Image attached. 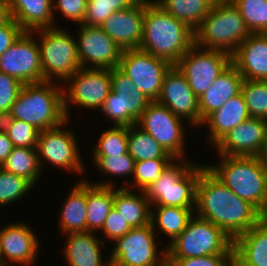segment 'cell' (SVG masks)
Segmentation results:
<instances>
[{
  "label": "cell",
  "mask_w": 267,
  "mask_h": 266,
  "mask_svg": "<svg viewBox=\"0 0 267 266\" xmlns=\"http://www.w3.org/2000/svg\"><path fill=\"white\" fill-rule=\"evenodd\" d=\"M196 211L194 215L212 222L232 240L262 220L255 206L238 197L207 167L197 182Z\"/></svg>",
  "instance_id": "6da1fadb"
},
{
  "label": "cell",
  "mask_w": 267,
  "mask_h": 266,
  "mask_svg": "<svg viewBox=\"0 0 267 266\" xmlns=\"http://www.w3.org/2000/svg\"><path fill=\"white\" fill-rule=\"evenodd\" d=\"M194 44V30L154 0H145L143 36L138 49L176 65Z\"/></svg>",
  "instance_id": "7a4b0ae2"
},
{
  "label": "cell",
  "mask_w": 267,
  "mask_h": 266,
  "mask_svg": "<svg viewBox=\"0 0 267 266\" xmlns=\"http://www.w3.org/2000/svg\"><path fill=\"white\" fill-rule=\"evenodd\" d=\"M54 81L24 84L11 106L14 119L32 124L38 130H47L65 123L63 87Z\"/></svg>",
  "instance_id": "3957f363"
},
{
  "label": "cell",
  "mask_w": 267,
  "mask_h": 266,
  "mask_svg": "<svg viewBox=\"0 0 267 266\" xmlns=\"http://www.w3.org/2000/svg\"><path fill=\"white\" fill-rule=\"evenodd\" d=\"M218 165L206 167L238 197L248 201L258 210L266 197L267 166L262 157L226 156Z\"/></svg>",
  "instance_id": "277c9868"
},
{
  "label": "cell",
  "mask_w": 267,
  "mask_h": 266,
  "mask_svg": "<svg viewBox=\"0 0 267 266\" xmlns=\"http://www.w3.org/2000/svg\"><path fill=\"white\" fill-rule=\"evenodd\" d=\"M195 44L230 54L251 34L239 9L231 0L213 4L201 25L194 31Z\"/></svg>",
  "instance_id": "5b68a950"
},
{
  "label": "cell",
  "mask_w": 267,
  "mask_h": 266,
  "mask_svg": "<svg viewBox=\"0 0 267 266\" xmlns=\"http://www.w3.org/2000/svg\"><path fill=\"white\" fill-rule=\"evenodd\" d=\"M180 161L174 159L161 177L144 191L150 205L195 208L197 182L206 165L198 166L185 159L180 164Z\"/></svg>",
  "instance_id": "8992f818"
},
{
  "label": "cell",
  "mask_w": 267,
  "mask_h": 266,
  "mask_svg": "<svg viewBox=\"0 0 267 266\" xmlns=\"http://www.w3.org/2000/svg\"><path fill=\"white\" fill-rule=\"evenodd\" d=\"M164 249L166 258L234 254L233 240L221 228L198 216H193L185 230Z\"/></svg>",
  "instance_id": "52a82bcc"
},
{
  "label": "cell",
  "mask_w": 267,
  "mask_h": 266,
  "mask_svg": "<svg viewBox=\"0 0 267 266\" xmlns=\"http://www.w3.org/2000/svg\"><path fill=\"white\" fill-rule=\"evenodd\" d=\"M59 28L55 26L32 31L41 35L38 46L43 81L59 78L63 82L81 68L77 40L67 31Z\"/></svg>",
  "instance_id": "ba28073f"
},
{
  "label": "cell",
  "mask_w": 267,
  "mask_h": 266,
  "mask_svg": "<svg viewBox=\"0 0 267 266\" xmlns=\"http://www.w3.org/2000/svg\"><path fill=\"white\" fill-rule=\"evenodd\" d=\"M112 90L100 107L115 126L136 125L151 100L119 68L111 69Z\"/></svg>",
  "instance_id": "9c48e42d"
},
{
  "label": "cell",
  "mask_w": 267,
  "mask_h": 266,
  "mask_svg": "<svg viewBox=\"0 0 267 266\" xmlns=\"http://www.w3.org/2000/svg\"><path fill=\"white\" fill-rule=\"evenodd\" d=\"M231 63L230 54L194 44L176 66L199 98Z\"/></svg>",
  "instance_id": "30bf717a"
},
{
  "label": "cell",
  "mask_w": 267,
  "mask_h": 266,
  "mask_svg": "<svg viewBox=\"0 0 267 266\" xmlns=\"http://www.w3.org/2000/svg\"><path fill=\"white\" fill-rule=\"evenodd\" d=\"M155 229L150 223L132 228L125 236L116 239L109 258L111 266H160L166 260V250L157 254Z\"/></svg>",
  "instance_id": "8fae6325"
},
{
  "label": "cell",
  "mask_w": 267,
  "mask_h": 266,
  "mask_svg": "<svg viewBox=\"0 0 267 266\" xmlns=\"http://www.w3.org/2000/svg\"><path fill=\"white\" fill-rule=\"evenodd\" d=\"M165 105L151 101L137 120V126L149 133L174 159L184 157V127L182 119Z\"/></svg>",
  "instance_id": "7c38bea8"
},
{
  "label": "cell",
  "mask_w": 267,
  "mask_h": 266,
  "mask_svg": "<svg viewBox=\"0 0 267 266\" xmlns=\"http://www.w3.org/2000/svg\"><path fill=\"white\" fill-rule=\"evenodd\" d=\"M171 64L140 49L123 50L119 69L130 78L137 90L151 101L160 95L166 72Z\"/></svg>",
  "instance_id": "4fadbf2b"
},
{
  "label": "cell",
  "mask_w": 267,
  "mask_h": 266,
  "mask_svg": "<svg viewBox=\"0 0 267 266\" xmlns=\"http://www.w3.org/2000/svg\"><path fill=\"white\" fill-rule=\"evenodd\" d=\"M67 81L70 83L68 89L63 86L67 119H70L68 104L71 102L82 106V108H100L112 90L111 69L80 68L66 80V83Z\"/></svg>",
  "instance_id": "5bb4252c"
},
{
  "label": "cell",
  "mask_w": 267,
  "mask_h": 266,
  "mask_svg": "<svg viewBox=\"0 0 267 266\" xmlns=\"http://www.w3.org/2000/svg\"><path fill=\"white\" fill-rule=\"evenodd\" d=\"M30 31H24L0 56V72L13 76L23 84L43 81L40 50Z\"/></svg>",
  "instance_id": "9a60e30c"
},
{
  "label": "cell",
  "mask_w": 267,
  "mask_h": 266,
  "mask_svg": "<svg viewBox=\"0 0 267 266\" xmlns=\"http://www.w3.org/2000/svg\"><path fill=\"white\" fill-rule=\"evenodd\" d=\"M67 122L68 120L58 127L39 132L37 144L39 163L42 168L43 158L56 167L82 174V172L84 173V165L79 156L80 152L75 135L71 130L63 129Z\"/></svg>",
  "instance_id": "2e32d148"
},
{
  "label": "cell",
  "mask_w": 267,
  "mask_h": 266,
  "mask_svg": "<svg viewBox=\"0 0 267 266\" xmlns=\"http://www.w3.org/2000/svg\"><path fill=\"white\" fill-rule=\"evenodd\" d=\"M79 26L77 49L81 68H118L123 50L116 42L100 26Z\"/></svg>",
  "instance_id": "e0dca14e"
},
{
  "label": "cell",
  "mask_w": 267,
  "mask_h": 266,
  "mask_svg": "<svg viewBox=\"0 0 267 266\" xmlns=\"http://www.w3.org/2000/svg\"><path fill=\"white\" fill-rule=\"evenodd\" d=\"M156 101L195 127L200 126L199 99L176 65H172L166 72Z\"/></svg>",
  "instance_id": "ac0fdd59"
},
{
  "label": "cell",
  "mask_w": 267,
  "mask_h": 266,
  "mask_svg": "<svg viewBox=\"0 0 267 266\" xmlns=\"http://www.w3.org/2000/svg\"><path fill=\"white\" fill-rule=\"evenodd\" d=\"M267 144V120L249 118L229 131L214 146L219 155L262 157Z\"/></svg>",
  "instance_id": "d6986e66"
},
{
  "label": "cell",
  "mask_w": 267,
  "mask_h": 266,
  "mask_svg": "<svg viewBox=\"0 0 267 266\" xmlns=\"http://www.w3.org/2000/svg\"><path fill=\"white\" fill-rule=\"evenodd\" d=\"M145 0L115 11L100 27L122 49H138L143 36Z\"/></svg>",
  "instance_id": "ffe728a7"
},
{
  "label": "cell",
  "mask_w": 267,
  "mask_h": 266,
  "mask_svg": "<svg viewBox=\"0 0 267 266\" xmlns=\"http://www.w3.org/2000/svg\"><path fill=\"white\" fill-rule=\"evenodd\" d=\"M20 223H9L0 229V255L5 265H8V260L13 264L28 266L34 264L37 257L39 242L35 232L23 222Z\"/></svg>",
  "instance_id": "44dd1931"
},
{
  "label": "cell",
  "mask_w": 267,
  "mask_h": 266,
  "mask_svg": "<svg viewBox=\"0 0 267 266\" xmlns=\"http://www.w3.org/2000/svg\"><path fill=\"white\" fill-rule=\"evenodd\" d=\"M243 79L267 81V33H251L232 55Z\"/></svg>",
  "instance_id": "7402d4cb"
},
{
  "label": "cell",
  "mask_w": 267,
  "mask_h": 266,
  "mask_svg": "<svg viewBox=\"0 0 267 266\" xmlns=\"http://www.w3.org/2000/svg\"><path fill=\"white\" fill-rule=\"evenodd\" d=\"M243 77L231 63L199 99L200 125L229 99L241 92Z\"/></svg>",
  "instance_id": "603a6c76"
},
{
  "label": "cell",
  "mask_w": 267,
  "mask_h": 266,
  "mask_svg": "<svg viewBox=\"0 0 267 266\" xmlns=\"http://www.w3.org/2000/svg\"><path fill=\"white\" fill-rule=\"evenodd\" d=\"M235 266H267V220L233 240Z\"/></svg>",
  "instance_id": "cb8c5ba5"
},
{
  "label": "cell",
  "mask_w": 267,
  "mask_h": 266,
  "mask_svg": "<svg viewBox=\"0 0 267 266\" xmlns=\"http://www.w3.org/2000/svg\"><path fill=\"white\" fill-rule=\"evenodd\" d=\"M249 113L243 94L240 92L229 99L221 108L211 113L202 124L209 127V142L215 145L234 127L249 119Z\"/></svg>",
  "instance_id": "d4e9b609"
},
{
  "label": "cell",
  "mask_w": 267,
  "mask_h": 266,
  "mask_svg": "<svg viewBox=\"0 0 267 266\" xmlns=\"http://www.w3.org/2000/svg\"><path fill=\"white\" fill-rule=\"evenodd\" d=\"M64 256L69 266H111L110 261L103 262L100 245L104 241L97 239L94 232L68 233Z\"/></svg>",
  "instance_id": "484cf974"
},
{
  "label": "cell",
  "mask_w": 267,
  "mask_h": 266,
  "mask_svg": "<svg viewBox=\"0 0 267 266\" xmlns=\"http://www.w3.org/2000/svg\"><path fill=\"white\" fill-rule=\"evenodd\" d=\"M12 18L24 31L54 27L53 0H9Z\"/></svg>",
  "instance_id": "4316f807"
},
{
  "label": "cell",
  "mask_w": 267,
  "mask_h": 266,
  "mask_svg": "<svg viewBox=\"0 0 267 266\" xmlns=\"http://www.w3.org/2000/svg\"><path fill=\"white\" fill-rule=\"evenodd\" d=\"M110 181L93 185L86 180V231L88 232L101 230L110 210L114 207V186Z\"/></svg>",
  "instance_id": "83f0119b"
},
{
  "label": "cell",
  "mask_w": 267,
  "mask_h": 266,
  "mask_svg": "<svg viewBox=\"0 0 267 266\" xmlns=\"http://www.w3.org/2000/svg\"><path fill=\"white\" fill-rule=\"evenodd\" d=\"M129 185L117 189L114 187V208L132 228L150 224L151 205L145 192L139 191L142 195L135 194Z\"/></svg>",
  "instance_id": "f1b7e54d"
},
{
  "label": "cell",
  "mask_w": 267,
  "mask_h": 266,
  "mask_svg": "<svg viewBox=\"0 0 267 266\" xmlns=\"http://www.w3.org/2000/svg\"><path fill=\"white\" fill-rule=\"evenodd\" d=\"M60 212V228L62 233L86 232V180L77 183L66 198Z\"/></svg>",
  "instance_id": "f546056e"
},
{
  "label": "cell",
  "mask_w": 267,
  "mask_h": 266,
  "mask_svg": "<svg viewBox=\"0 0 267 266\" xmlns=\"http://www.w3.org/2000/svg\"><path fill=\"white\" fill-rule=\"evenodd\" d=\"M167 13L196 30L212 8L208 0H154Z\"/></svg>",
  "instance_id": "4dcf8cb0"
},
{
  "label": "cell",
  "mask_w": 267,
  "mask_h": 266,
  "mask_svg": "<svg viewBox=\"0 0 267 266\" xmlns=\"http://www.w3.org/2000/svg\"><path fill=\"white\" fill-rule=\"evenodd\" d=\"M155 213L151 208L150 223L171 238V242L186 228L188 222L195 214L192 208L157 206Z\"/></svg>",
  "instance_id": "1f68e13d"
},
{
  "label": "cell",
  "mask_w": 267,
  "mask_h": 266,
  "mask_svg": "<svg viewBox=\"0 0 267 266\" xmlns=\"http://www.w3.org/2000/svg\"><path fill=\"white\" fill-rule=\"evenodd\" d=\"M37 151V152H36ZM1 168L17 176L25 178L33 186L41 175L37 148L14 147Z\"/></svg>",
  "instance_id": "d6a6232c"
},
{
  "label": "cell",
  "mask_w": 267,
  "mask_h": 266,
  "mask_svg": "<svg viewBox=\"0 0 267 266\" xmlns=\"http://www.w3.org/2000/svg\"><path fill=\"white\" fill-rule=\"evenodd\" d=\"M128 153L135 162L151 159H174L149 133L137 125L128 127Z\"/></svg>",
  "instance_id": "836d02e7"
},
{
  "label": "cell",
  "mask_w": 267,
  "mask_h": 266,
  "mask_svg": "<svg viewBox=\"0 0 267 266\" xmlns=\"http://www.w3.org/2000/svg\"><path fill=\"white\" fill-rule=\"evenodd\" d=\"M241 93L250 118L267 120V81L243 79Z\"/></svg>",
  "instance_id": "e575fe53"
},
{
  "label": "cell",
  "mask_w": 267,
  "mask_h": 266,
  "mask_svg": "<svg viewBox=\"0 0 267 266\" xmlns=\"http://www.w3.org/2000/svg\"><path fill=\"white\" fill-rule=\"evenodd\" d=\"M250 33H267V0H231Z\"/></svg>",
  "instance_id": "d590c367"
},
{
  "label": "cell",
  "mask_w": 267,
  "mask_h": 266,
  "mask_svg": "<svg viewBox=\"0 0 267 266\" xmlns=\"http://www.w3.org/2000/svg\"><path fill=\"white\" fill-rule=\"evenodd\" d=\"M93 151V156H112L128 153V127L114 125L104 131Z\"/></svg>",
  "instance_id": "8d00e7d4"
},
{
  "label": "cell",
  "mask_w": 267,
  "mask_h": 266,
  "mask_svg": "<svg viewBox=\"0 0 267 266\" xmlns=\"http://www.w3.org/2000/svg\"><path fill=\"white\" fill-rule=\"evenodd\" d=\"M137 0H88L82 25L100 26L115 11L131 7Z\"/></svg>",
  "instance_id": "74e56055"
},
{
  "label": "cell",
  "mask_w": 267,
  "mask_h": 266,
  "mask_svg": "<svg viewBox=\"0 0 267 266\" xmlns=\"http://www.w3.org/2000/svg\"><path fill=\"white\" fill-rule=\"evenodd\" d=\"M174 159H151L135 162L133 173V181L131 188H139L140 191H145L149 185L156 182L162 172ZM135 187V188H134Z\"/></svg>",
  "instance_id": "f35d334b"
},
{
  "label": "cell",
  "mask_w": 267,
  "mask_h": 266,
  "mask_svg": "<svg viewBox=\"0 0 267 266\" xmlns=\"http://www.w3.org/2000/svg\"><path fill=\"white\" fill-rule=\"evenodd\" d=\"M33 185L25 178L0 168V205L13 203L30 192Z\"/></svg>",
  "instance_id": "ab89813d"
},
{
  "label": "cell",
  "mask_w": 267,
  "mask_h": 266,
  "mask_svg": "<svg viewBox=\"0 0 267 266\" xmlns=\"http://www.w3.org/2000/svg\"><path fill=\"white\" fill-rule=\"evenodd\" d=\"M93 162L99 170L104 173L106 172V174L114 176H132L134 173L135 160L129 153L112 156H94Z\"/></svg>",
  "instance_id": "60d3db41"
},
{
  "label": "cell",
  "mask_w": 267,
  "mask_h": 266,
  "mask_svg": "<svg viewBox=\"0 0 267 266\" xmlns=\"http://www.w3.org/2000/svg\"><path fill=\"white\" fill-rule=\"evenodd\" d=\"M39 132L32 124L14 119L6 134L14 147L37 148Z\"/></svg>",
  "instance_id": "b9f144b4"
},
{
  "label": "cell",
  "mask_w": 267,
  "mask_h": 266,
  "mask_svg": "<svg viewBox=\"0 0 267 266\" xmlns=\"http://www.w3.org/2000/svg\"><path fill=\"white\" fill-rule=\"evenodd\" d=\"M174 266H235L234 254H214L190 258H166Z\"/></svg>",
  "instance_id": "7bdbcfd3"
},
{
  "label": "cell",
  "mask_w": 267,
  "mask_h": 266,
  "mask_svg": "<svg viewBox=\"0 0 267 266\" xmlns=\"http://www.w3.org/2000/svg\"><path fill=\"white\" fill-rule=\"evenodd\" d=\"M23 85L17 78L0 72V111L11 109Z\"/></svg>",
  "instance_id": "ee69618b"
},
{
  "label": "cell",
  "mask_w": 267,
  "mask_h": 266,
  "mask_svg": "<svg viewBox=\"0 0 267 266\" xmlns=\"http://www.w3.org/2000/svg\"><path fill=\"white\" fill-rule=\"evenodd\" d=\"M131 229L132 227L113 207L110 210L100 232L103 231L102 233L104 236L114 242L116 239L125 236Z\"/></svg>",
  "instance_id": "f6af8a7d"
},
{
  "label": "cell",
  "mask_w": 267,
  "mask_h": 266,
  "mask_svg": "<svg viewBox=\"0 0 267 266\" xmlns=\"http://www.w3.org/2000/svg\"><path fill=\"white\" fill-rule=\"evenodd\" d=\"M88 0H53L54 9L58 10L63 17L69 20L82 24Z\"/></svg>",
  "instance_id": "bcb514c9"
},
{
  "label": "cell",
  "mask_w": 267,
  "mask_h": 266,
  "mask_svg": "<svg viewBox=\"0 0 267 266\" xmlns=\"http://www.w3.org/2000/svg\"><path fill=\"white\" fill-rule=\"evenodd\" d=\"M23 32L22 27L13 18L0 26V56L14 44Z\"/></svg>",
  "instance_id": "7dc6e473"
},
{
  "label": "cell",
  "mask_w": 267,
  "mask_h": 266,
  "mask_svg": "<svg viewBox=\"0 0 267 266\" xmlns=\"http://www.w3.org/2000/svg\"><path fill=\"white\" fill-rule=\"evenodd\" d=\"M14 146L6 133L0 132V166L8 158Z\"/></svg>",
  "instance_id": "c3c4849f"
},
{
  "label": "cell",
  "mask_w": 267,
  "mask_h": 266,
  "mask_svg": "<svg viewBox=\"0 0 267 266\" xmlns=\"http://www.w3.org/2000/svg\"><path fill=\"white\" fill-rule=\"evenodd\" d=\"M14 121L11 110L0 111V132L6 133Z\"/></svg>",
  "instance_id": "681fc988"
},
{
  "label": "cell",
  "mask_w": 267,
  "mask_h": 266,
  "mask_svg": "<svg viewBox=\"0 0 267 266\" xmlns=\"http://www.w3.org/2000/svg\"><path fill=\"white\" fill-rule=\"evenodd\" d=\"M12 19L10 7L7 0H0V26Z\"/></svg>",
  "instance_id": "f907efd6"
},
{
  "label": "cell",
  "mask_w": 267,
  "mask_h": 266,
  "mask_svg": "<svg viewBox=\"0 0 267 266\" xmlns=\"http://www.w3.org/2000/svg\"><path fill=\"white\" fill-rule=\"evenodd\" d=\"M259 214L262 220H267V187H266V197L262 208L259 210Z\"/></svg>",
  "instance_id": "816d5d0a"
},
{
  "label": "cell",
  "mask_w": 267,
  "mask_h": 266,
  "mask_svg": "<svg viewBox=\"0 0 267 266\" xmlns=\"http://www.w3.org/2000/svg\"><path fill=\"white\" fill-rule=\"evenodd\" d=\"M262 159H263L265 165L267 166V144H266L265 151H264V153L262 155Z\"/></svg>",
  "instance_id": "f5cc1de1"
},
{
  "label": "cell",
  "mask_w": 267,
  "mask_h": 266,
  "mask_svg": "<svg viewBox=\"0 0 267 266\" xmlns=\"http://www.w3.org/2000/svg\"><path fill=\"white\" fill-rule=\"evenodd\" d=\"M160 266H174L171 262L165 260Z\"/></svg>",
  "instance_id": "db71d44e"
},
{
  "label": "cell",
  "mask_w": 267,
  "mask_h": 266,
  "mask_svg": "<svg viewBox=\"0 0 267 266\" xmlns=\"http://www.w3.org/2000/svg\"><path fill=\"white\" fill-rule=\"evenodd\" d=\"M209 2H211L212 4H219L225 0H208Z\"/></svg>",
  "instance_id": "11a10c76"
},
{
  "label": "cell",
  "mask_w": 267,
  "mask_h": 266,
  "mask_svg": "<svg viewBox=\"0 0 267 266\" xmlns=\"http://www.w3.org/2000/svg\"><path fill=\"white\" fill-rule=\"evenodd\" d=\"M0 266H8V265H5L4 263L0 262Z\"/></svg>",
  "instance_id": "9f6ffc18"
}]
</instances>
